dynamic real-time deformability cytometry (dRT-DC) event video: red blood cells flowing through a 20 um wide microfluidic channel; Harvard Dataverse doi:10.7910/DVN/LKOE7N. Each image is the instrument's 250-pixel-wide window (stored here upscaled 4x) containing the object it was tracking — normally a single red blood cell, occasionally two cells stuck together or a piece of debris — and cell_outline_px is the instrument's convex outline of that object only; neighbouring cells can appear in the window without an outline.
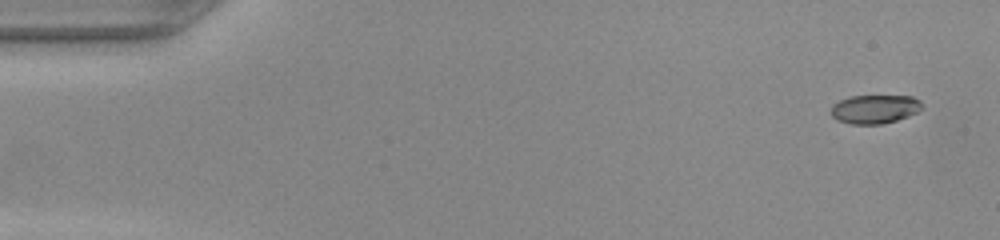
{"species": "common noctule bat (a hibernating species)", "species_latin": "Nyctalus noctula", "temperature_condition": "warm", "stored_images_in_passage": 48, "camera_frame_rate_fps": 3000, "um_per_image_px": 0.085, "animal": {"sex": "female", "body_mass_g": 22.0, "forearm_length_mm": 56.7}, "frame": {"image": 1, "passage_image": 1, "time_ms": 0.0, "image_size_px": [1000, 240], "cell_outline_px": [[920, 108], [916, 112], [908, 116], [896, 120], [880, 124], [852, 124], [840, 120], [832, 116], [832, 104], [848, 96], [912, 96], [920, 100]], "centroid_in_image_um": [74.33, 9.26], "position_along_channel_um": 10.7, "area_um2": 14.97}}
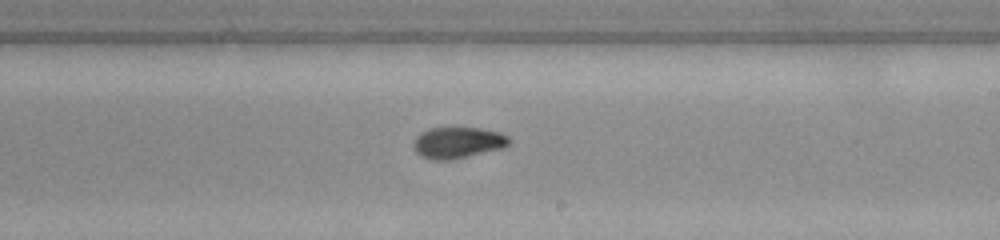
{"frame": {"image": 2, "passage_image": 28, "time_ms": 9.0, "image_size_px": [1000, 240], "cell_outline_px": [[512, 140], [508, 144], [500, 148], [452, 160], [432, 160], [420, 156], [416, 152], [412, 144], [416, 136], [420, 132], [428, 128], [480, 128], [500, 132], [508, 136]], "centroid_in_image_um": [38.87, 12.12], "position_along_channel_um": 250.1, "area_um2": 17.46}}
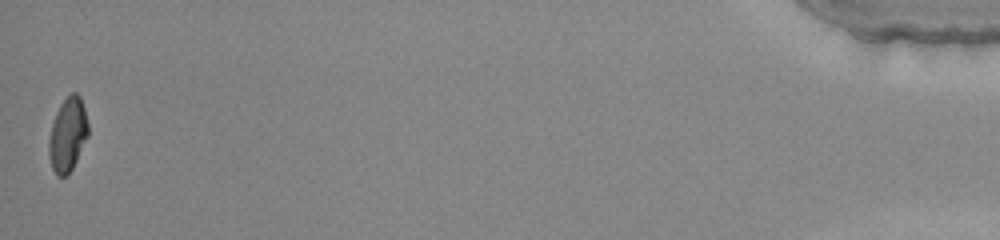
{"frame": {"image": 3, "passage_image": 48, "time_ms": 15.667, "image_size_px": [1000, 240], "cell_outline_px": [[88, 136], [68, 176], [56, 176], [52, 168], [48, 152], [48, 144], [52, 124], [56, 112], [60, 104], [72, 92], [76, 92], [80, 96], [84, 108], [88, 124]], "centroid_in_image_um": [5.75, 11.45], "position_along_channel_um": 429.5, "area_um2": 16.82}}